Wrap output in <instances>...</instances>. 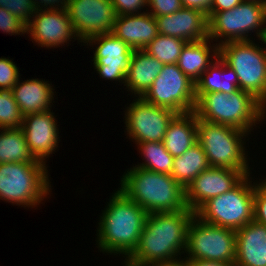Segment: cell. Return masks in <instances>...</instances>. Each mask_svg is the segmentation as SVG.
I'll use <instances>...</instances> for the list:
<instances>
[{
  "label": "cell",
  "mask_w": 266,
  "mask_h": 266,
  "mask_svg": "<svg viewBox=\"0 0 266 266\" xmlns=\"http://www.w3.org/2000/svg\"><path fill=\"white\" fill-rule=\"evenodd\" d=\"M158 32L186 42L201 41L208 37V17L200 11L182 8L175 13L155 17Z\"/></svg>",
  "instance_id": "ac0fdd59"
},
{
  "label": "cell",
  "mask_w": 266,
  "mask_h": 266,
  "mask_svg": "<svg viewBox=\"0 0 266 266\" xmlns=\"http://www.w3.org/2000/svg\"><path fill=\"white\" fill-rule=\"evenodd\" d=\"M211 43L213 41L209 38L196 42H187L181 51L177 65L194 83L200 79L201 75L219 56V45Z\"/></svg>",
  "instance_id": "7402d4cb"
},
{
  "label": "cell",
  "mask_w": 266,
  "mask_h": 266,
  "mask_svg": "<svg viewBox=\"0 0 266 266\" xmlns=\"http://www.w3.org/2000/svg\"><path fill=\"white\" fill-rule=\"evenodd\" d=\"M94 44L97 46L94 48L92 62L99 77L105 78V80L119 81L125 86L126 73L134 49L112 33L96 35L83 42L84 46Z\"/></svg>",
  "instance_id": "4fadbf2b"
},
{
  "label": "cell",
  "mask_w": 266,
  "mask_h": 266,
  "mask_svg": "<svg viewBox=\"0 0 266 266\" xmlns=\"http://www.w3.org/2000/svg\"><path fill=\"white\" fill-rule=\"evenodd\" d=\"M107 203L98 222L97 248L127 259L138 246L149 213L119 189Z\"/></svg>",
  "instance_id": "7a4b0ae2"
},
{
  "label": "cell",
  "mask_w": 266,
  "mask_h": 266,
  "mask_svg": "<svg viewBox=\"0 0 266 266\" xmlns=\"http://www.w3.org/2000/svg\"><path fill=\"white\" fill-rule=\"evenodd\" d=\"M146 266H186V264L184 258H182L173 262L153 263Z\"/></svg>",
  "instance_id": "60d3db41"
},
{
  "label": "cell",
  "mask_w": 266,
  "mask_h": 266,
  "mask_svg": "<svg viewBox=\"0 0 266 266\" xmlns=\"http://www.w3.org/2000/svg\"><path fill=\"white\" fill-rule=\"evenodd\" d=\"M0 30L8 35H24L27 33V24L14 16L8 10L0 7Z\"/></svg>",
  "instance_id": "1f68e13d"
},
{
  "label": "cell",
  "mask_w": 266,
  "mask_h": 266,
  "mask_svg": "<svg viewBox=\"0 0 266 266\" xmlns=\"http://www.w3.org/2000/svg\"><path fill=\"white\" fill-rule=\"evenodd\" d=\"M112 34L134 50H143L159 34L155 17L146 10L142 14L116 16Z\"/></svg>",
  "instance_id": "d6986e66"
},
{
  "label": "cell",
  "mask_w": 266,
  "mask_h": 266,
  "mask_svg": "<svg viewBox=\"0 0 266 266\" xmlns=\"http://www.w3.org/2000/svg\"><path fill=\"white\" fill-rule=\"evenodd\" d=\"M246 175L239 170L209 167L185 189L187 208L196 212L205 202L234 188Z\"/></svg>",
  "instance_id": "2e32d148"
},
{
  "label": "cell",
  "mask_w": 266,
  "mask_h": 266,
  "mask_svg": "<svg viewBox=\"0 0 266 266\" xmlns=\"http://www.w3.org/2000/svg\"><path fill=\"white\" fill-rule=\"evenodd\" d=\"M120 191L148 213L185 210V189L170 175L137 166L125 171Z\"/></svg>",
  "instance_id": "3957f363"
},
{
  "label": "cell",
  "mask_w": 266,
  "mask_h": 266,
  "mask_svg": "<svg viewBox=\"0 0 266 266\" xmlns=\"http://www.w3.org/2000/svg\"><path fill=\"white\" fill-rule=\"evenodd\" d=\"M235 266H266V225L251 221L236 230Z\"/></svg>",
  "instance_id": "ffe728a7"
},
{
  "label": "cell",
  "mask_w": 266,
  "mask_h": 266,
  "mask_svg": "<svg viewBox=\"0 0 266 266\" xmlns=\"http://www.w3.org/2000/svg\"><path fill=\"white\" fill-rule=\"evenodd\" d=\"M198 119L195 111L177 113L170 121L163 144L173 157L182 155L197 143Z\"/></svg>",
  "instance_id": "cb8c5ba5"
},
{
  "label": "cell",
  "mask_w": 266,
  "mask_h": 266,
  "mask_svg": "<svg viewBox=\"0 0 266 266\" xmlns=\"http://www.w3.org/2000/svg\"><path fill=\"white\" fill-rule=\"evenodd\" d=\"M251 31L256 32L258 40L266 35V3L242 1L230 10L212 12L208 17V37L219 42V46L248 41Z\"/></svg>",
  "instance_id": "ba28073f"
},
{
  "label": "cell",
  "mask_w": 266,
  "mask_h": 266,
  "mask_svg": "<svg viewBox=\"0 0 266 266\" xmlns=\"http://www.w3.org/2000/svg\"><path fill=\"white\" fill-rule=\"evenodd\" d=\"M241 2L242 0H213L212 12L230 10Z\"/></svg>",
  "instance_id": "f35d334b"
},
{
  "label": "cell",
  "mask_w": 266,
  "mask_h": 266,
  "mask_svg": "<svg viewBox=\"0 0 266 266\" xmlns=\"http://www.w3.org/2000/svg\"><path fill=\"white\" fill-rule=\"evenodd\" d=\"M164 64L144 50H134L125 78L127 91L142 97L163 69ZM138 95V96H137Z\"/></svg>",
  "instance_id": "603a6c76"
},
{
  "label": "cell",
  "mask_w": 266,
  "mask_h": 266,
  "mask_svg": "<svg viewBox=\"0 0 266 266\" xmlns=\"http://www.w3.org/2000/svg\"><path fill=\"white\" fill-rule=\"evenodd\" d=\"M36 9H66L68 0H32Z\"/></svg>",
  "instance_id": "74e56055"
},
{
  "label": "cell",
  "mask_w": 266,
  "mask_h": 266,
  "mask_svg": "<svg viewBox=\"0 0 266 266\" xmlns=\"http://www.w3.org/2000/svg\"><path fill=\"white\" fill-rule=\"evenodd\" d=\"M27 34L35 44L46 48L63 46L71 39L80 41L66 9H36L27 24Z\"/></svg>",
  "instance_id": "9a60e30c"
},
{
  "label": "cell",
  "mask_w": 266,
  "mask_h": 266,
  "mask_svg": "<svg viewBox=\"0 0 266 266\" xmlns=\"http://www.w3.org/2000/svg\"><path fill=\"white\" fill-rule=\"evenodd\" d=\"M177 113L169 108L153 105L137 97L125 112V129L135 144L163 142L170 121Z\"/></svg>",
  "instance_id": "7c38bea8"
},
{
  "label": "cell",
  "mask_w": 266,
  "mask_h": 266,
  "mask_svg": "<svg viewBox=\"0 0 266 266\" xmlns=\"http://www.w3.org/2000/svg\"><path fill=\"white\" fill-rule=\"evenodd\" d=\"M209 167L206 154L197 142L182 155L174 157L171 176L186 189L202 171Z\"/></svg>",
  "instance_id": "484cf974"
},
{
  "label": "cell",
  "mask_w": 266,
  "mask_h": 266,
  "mask_svg": "<svg viewBox=\"0 0 266 266\" xmlns=\"http://www.w3.org/2000/svg\"><path fill=\"white\" fill-rule=\"evenodd\" d=\"M261 41V44H265L266 45V35L264 36V38ZM263 42V43H262Z\"/></svg>",
  "instance_id": "7bdbcfd3"
},
{
  "label": "cell",
  "mask_w": 266,
  "mask_h": 266,
  "mask_svg": "<svg viewBox=\"0 0 266 266\" xmlns=\"http://www.w3.org/2000/svg\"><path fill=\"white\" fill-rule=\"evenodd\" d=\"M137 146L145 162L135 166L171 175L174 157L166 150L163 142H141Z\"/></svg>",
  "instance_id": "83f0119b"
},
{
  "label": "cell",
  "mask_w": 266,
  "mask_h": 266,
  "mask_svg": "<svg viewBox=\"0 0 266 266\" xmlns=\"http://www.w3.org/2000/svg\"><path fill=\"white\" fill-rule=\"evenodd\" d=\"M253 220L266 225V178L255 182Z\"/></svg>",
  "instance_id": "836d02e7"
},
{
  "label": "cell",
  "mask_w": 266,
  "mask_h": 266,
  "mask_svg": "<svg viewBox=\"0 0 266 266\" xmlns=\"http://www.w3.org/2000/svg\"><path fill=\"white\" fill-rule=\"evenodd\" d=\"M194 215L195 212L189 208L149 213L138 246L124 260V266H146L181 259V254L186 250L188 227Z\"/></svg>",
  "instance_id": "6da1fadb"
},
{
  "label": "cell",
  "mask_w": 266,
  "mask_h": 266,
  "mask_svg": "<svg viewBox=\"0 0 266 266\" xmlns=\"http://www.w3.org/2000/svg\"><path fill=\"white\" fill-rule=\"evenodd\" d=\"M186 43L183 39L159 33L143 50L164 65L177 64L181 51Z\"/></svg>",
  "instance_id": "f1b7e54d"
},
{
  "label": "cell",
  "mask_w": 266,
  "mask_h": 266,
  "mask_svg": "<svg viewBox=\"0 0 266 266\" xmlns=\"http://www.w3.org/2000/svg\"><path fill=\"white\" fill-rule=\"evenodd\" d=\"M186 266H235L234 263L211 261V260H192L185 261Z\"/></svg>",
  "instance_id": "ab89813d"
},
{
  "label": "cell",
  "mask_w": 266,
  "mask_h": 266,
  "mask_svg": "<svg viewBox=\"0 0 266 266\" xmlns=\"http://www.w3.org/2000/svg\"><path fill=\"white\" fill-rule=\"evenodd\" d=\"M183 8L202 12L207 17L212 13L213 0H181Z\"/></svg>",
  "instance_id": "8d00e7d4"
},
{
  "label": "cell",
  "mask_w": 266,
  "mask_h": 266,
  "mask_svg": "<svg viewBox=\"0 0 266 266\" xmlns=\"http://www.w3.org/2000/svg\"><path fill=\"white\" fill-rule=\"evenodd\" d=\"M0 132V164L14 162L43 163L36 160L29 151L21 128L0 129Z\"/></svg>",
  "instance_id": "4316f807"
},
{
  "label": "cell",
  "mask_w": 266,
  "mask_h": 266,
  "mask_svg": "<svg viewBox=\"0 0 266 266\" xmlns=\"http://www.w3.org/2000/svg\"><path fill=\"white\" fill-rule=\"evenodd\" d=\"M250 178L246 175L231 190L205 202L195 215L206 223L233 230L253 221L255 182Z\"/></svg>",
  "instance_id": "9c48e42d"
},
{
  "label": "cell",
  "mask_w": 266,
  "mask_h": 266,
  "mask_svg": "<svg viewBox=\"0 0 266 266\" xmlns=\"http://www.w3.org/2000/svg\"><path fill=\"white\" fill-rule=\"evenodd\" d=\"M47 167L45 163L0 164V200L37 207L51 192Z\"/></svg>",
  "instance_id": "5b68a950"
},
{
  "label": "cell",
  "mask_w": 266,
  "mask_h": 266,
  "mask_svg": "<svg viewBox=\"0 0 266 266\" xmlns=\"http://www.w3.org/2000/svg\"><path fill=\"white\" fill-rule=\"evenodd\" d=\"M153 105L169 108L176 113L195 110V83L192 82L177 64H165L153 84L142 96Z\"/></svg>",
  "instance_id": "8fae6325"
},
{
  "label": "cell",
  "mask_w": 266,
  "mask_h": 266,
  "mask_svg": "<svg viewBox=\"0 0 266 266\" xmlns=\"http://www.w3.org/2000/svg\"><path fill=\"white\" fill-rule=\"evenodd\" d=\"M66 10L81 43L112 32L116 13L110 0H68Z\"/></svg>",
  "instance_id": "5bb4252c"
},
{
  "label": "cell",
  "mask_w": 266,
  "mask_h": 266,
  "mask_svg": "<svg viewBox=\"0 0 266 266\" xmlns=\"http://www.w3.org/2000/svg\"><path fill=\"white\" fill-rule=\"evenodd\" d=\"M249 134L229 125L198 119L197 142L203 148L210 167L234 169L242 171L245 175L251 174L244 142Z\"/></svg>",
  "instance_id": "8992f818"
},
{
  "label": "cell",
  "mask_w": 266,
  "mask_h": 266,
  "mask_svg": "<svg viewBox=\"0 0 266 266\" xmlns=\"http://www.w3.org/2000/svg\"><path fill=\"white\" fill-rule=\"evenodd\" d=\"M0 7L8 10L26 24L29 23L36 11L32 0H0Z\"/></svg>",
  "instance_id": "4dcf8cb0"
},
{
  "label": "cell",
  "mask_w": 266,
  "mask_h": 266,
  "mask_svg": "<svg viewBox=\"0 0 266 266\" xmlns=\"http://www.w3.org/2000/svg\"><path fill=\"white\" fill-rule=\"evenodd\" d=\"M247 2H257V3H266V0H242Z\"/></svg>",
  "instance_id": "b9f144b4"
},
{
  "label": "cell",
  "mask_w": 266,
  "mask_h": 266,
  "mask_svg": "<svg viewBox=\"0 0 266 266\" xmlns=\"http://www.w3.org/2000/svg\"><path fill=\"white\" fill-rule=\"evenodd\" d=\"M116 16L142 14L141 9L148 6L147 0H110ZM140 10V11H139Z\"/></svg>",
  "instance_id": "d590c367"
},
{
  "label": "cell",
  "mask_w": 266,
  "mask_h": 266,
  "mask_svg": "<svg viewBox=\"0 0 266 266\" xmlns=\"http://www.w3.org/2000/svg\"><path fill=\"white\" fill-rule=\"evenodd\" d=\"M23 115L14 100L12 89H0V129H19Z\"/></svg>",
  "instance_id": "f546056e"
},
{
  "label": "cell",
  "mask_w": 266,
  "mask_h": 266,
  "mask_svg": "<svg viewBox=\"0 0 266 266\" xmlns=\"http://www.w3.org/2000/svg\"><path fill=\"white\" fill-rule=\"evenodd\" d=\"M197 119L229 125L250 132L266 118V107L251 93L238 89L223 92L195 93Z\"/></svg>",
  "instance_id": "277c9868"
},
{
  "label": "cell",
  "mask_w": 266,
  "mask_h": 266,
  "mask_svg": "<svg viewBox=\"0 0 266 266\" xmlns=\"http://www.w3.org/2000/svg\"><path fill=\"white\" fill-rule=\"evenodd\" d=\"M185 253V261L235 263L236 230L206 223L194 215L188 227Z\"/></svg>",
  "instance_id": "30bf717a"
},
{
  "label": "cell",
  "mask_w": 266,
  "mask_h": 266,
  "mask_svg": "<svg viewBox=\"0 0 266 266\" xmlns=\"http://www.w3.org/2000/svg\"><path fill=\"white\" fill-rule=\"evenodd\" d=\"M237 90V74L219 56L195 83V93L223 92L231 94Z\"/></svg>",
  "instance_id": "d4e9b609"
},
{
  "label": "cell",
  "mask_w": 266,
  "mask_h": 266,
  "mask_svg": "<svg viewBox=\"0 0 266 266\" xmlns=\"http://www.w3.org/2000/svg\"><path fill=\"white\" fill-rule=\"evenodd\" d=\"M231 41L219 46V57L238 77V89L251 93L266 107V45Z\"/></svg>",
  "instance_id": "52a82bcc"
},
{
  "label": "cell",
  "mask_w": 266,
  "mask_h": 266,
  "mask_svg": "<svg viewBox=\"0 0 266 266\" xmlns=\"http://www.w3.org/2000/svg\"><path fill=\"white\" fill-rule=\"evenodd\" d=\"M19 68L9 58H0V89H12L21 76Z\"/></svg>",
  "instance_id": "d6a6232c"
},
{
  "label": "cell",
  "mask_w": 266,
  "mask_h": 266,
  "mask_svg": "<svg viewBox=\"0 0 266 266\" xmlns=\"http://www.w3.org/2000/svg\"><path fill=\"white\" fill-rule=\"evenodd\" d=\"M150 14L154 17L175 13L183 8L181 0H147Z\"/></svg>",
  "instance_id": "e575fe53"
},
{
  "label": "cell",
  "mask_w": 266,
  "mask_h": 266,
  "mask_svg": "<svg viewBox=\"0 0 266 266\" xmlns=\"http://www.w3.org/2000/svg\"><path fill=\"white\" fill-rule=\"evenodd\" d=\"M51 110L23 116L21 129L29 151L36 160L46 164V159L58 148L59 129Z\"/></svg>",
  "instance_id": "e0dca14e"
},
{
  "label": "cell",
  "mask_w": 266,
  "mask_h": 266,
  "mask_svg": "<svg viewBox=\"0 0 266 266\" xmlns=\"http://www.w3.org/2000/svg\"><path fill=\"white\" fill-rule=\"evenodd\" d=\"M41 79H29L23 82L19 80L12 88V95L19 106L21 114L40 113L51 110L55 89Z\"/></svg>",
  "instance_id": "44dd1931"
}]
</instances>
